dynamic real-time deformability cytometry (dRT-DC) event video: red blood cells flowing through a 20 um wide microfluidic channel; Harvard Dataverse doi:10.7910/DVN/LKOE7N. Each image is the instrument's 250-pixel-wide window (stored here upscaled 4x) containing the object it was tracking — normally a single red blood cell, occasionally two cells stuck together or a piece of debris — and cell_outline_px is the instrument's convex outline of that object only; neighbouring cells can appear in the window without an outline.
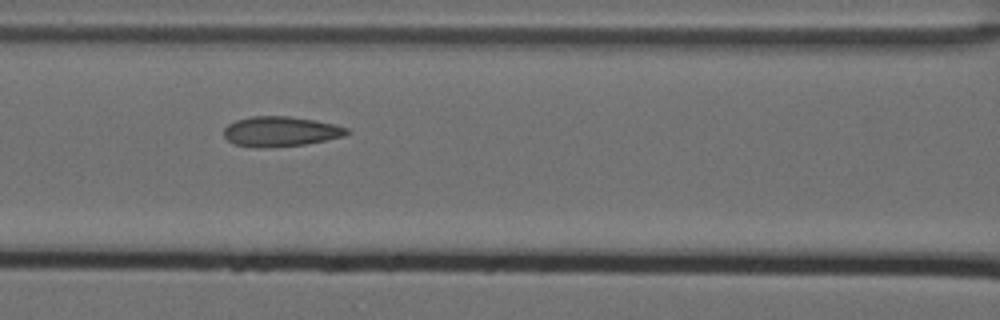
{"species": "Egyptian fruit bat (a non-hibernating species)", "species_latin": "Rousettus aegyptiacus", "temperature_condition": "cold", "stored_images_in_passage": 7, "camera_frame_rate_fps": 3000, "um_per_image_px": 0.085, "animal": {"sex": "female"}, "frame": {"image": 1, "passage_image": 3, "time_ms": 0.667, "image_size_px": [1000, 320], "cell_outline_px": [[352, 132], [344, 136], [304, 144], [256, 148], [236, 144], [228, 140], [224, 136], [224, 128], [228, 124], [236, 120], [252, 116], [288, 116], [316, 120], [348, 128]], "centroid_in_image_um": [23.84, 11.16], "position_along_channel_um": 142.8, "area_um2": 21.33}}
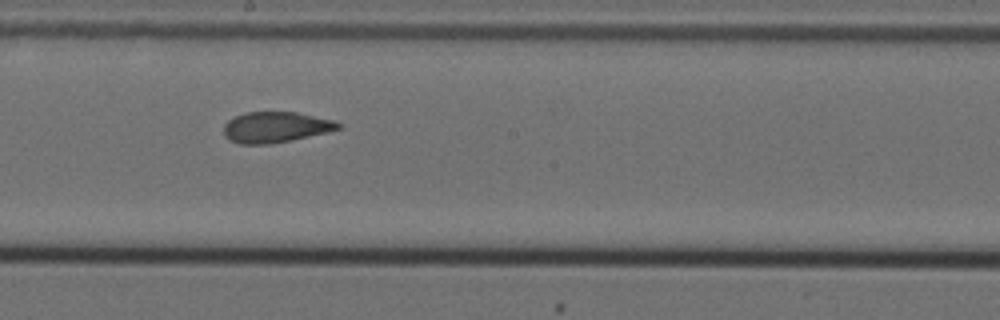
{"frame": {"image": 2, "passage_image": 5, "time_ms": 1.333, "image_size_px": [1000, 320], "cell_outline_px": [[340, 128], [328, 132], [292, 140], [268, 144], [240, 144], [224, 136], [224, 124], [228, 120], [244, 112], [296, 112], [336, 120], [340, 124]], "centroid_in_image_um": [23.44, 10.8], "position_along_channel_um": 224.8, "area_um2": 20.52}}
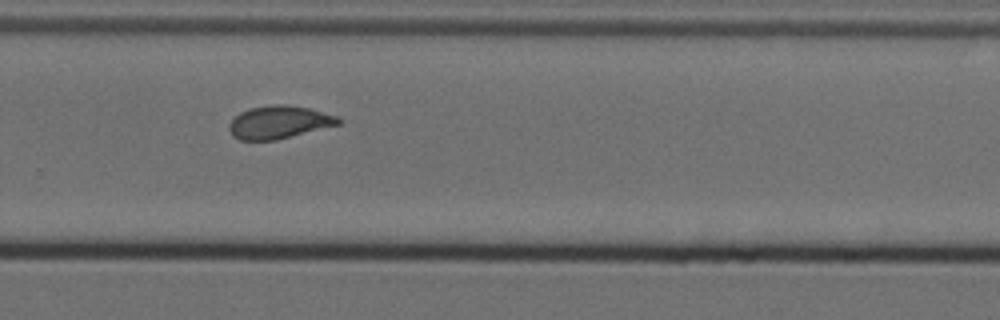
{"frame": {"image": 3, "passage_image": 7, "time_ms": 2.0, "image_size_px": [1000, 320], "cell_outline_px": [[344, 120], [340, 124], [276, 140], [240, 140], [232, 136], [228, 128], [228, 124], [240, 112], [248, 108], [272, 104], [284, 104], [308, 108], [340, 116]], "centroid_in_image_um": [23.73, 10.38], "position_along_channel_um": 306.1, "area_um2": 21.1}}